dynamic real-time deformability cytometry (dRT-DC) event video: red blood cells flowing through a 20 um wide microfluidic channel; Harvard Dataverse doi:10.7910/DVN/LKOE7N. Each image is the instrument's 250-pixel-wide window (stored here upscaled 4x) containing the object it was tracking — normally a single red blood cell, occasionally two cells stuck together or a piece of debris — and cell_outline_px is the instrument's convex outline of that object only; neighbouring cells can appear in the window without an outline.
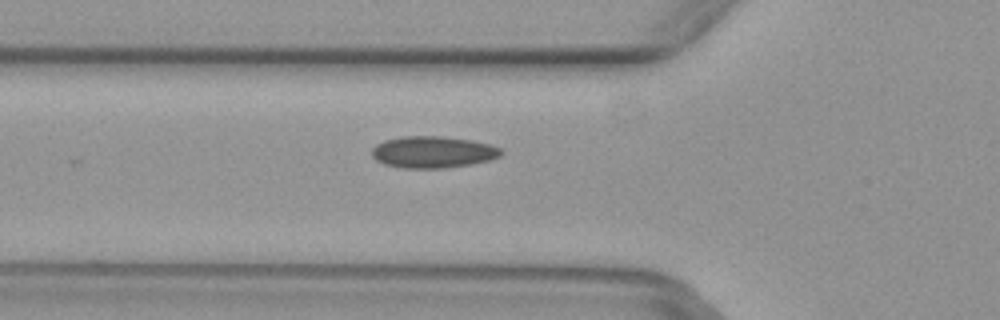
{"species": "common noctule bat (a hibernating species)", "species_latin": "Nyctalus noctula", "temperature_condition": "warm", "stored_images_in_passage": 2, "camera_frame_rate_fps": 3000, "um_per_image_px": 0.085, "animal": {"sex": "female", "body_mass_g": 29.2, "forearm_length_mm": 56.3}, "frame": {"image": 1, "passage_image": 2, "time_ms": 0.333, "image_size_px": [1000, 320], "cell_outline_px": [[504, 152], [500, 156], [488, 160], [472, 164], [444, 168], [404, 168], [384, 164], [376, 160], [372, 156], [372, 148], [376, 144], [384, 140], [400, 136], [440, 136], [472, 140], [492, 144], [500, 148]], "centroid_in_image_um": [36.8, 12.92], "position_along_channel_um": 89.0, "area_um2": 24.04}}